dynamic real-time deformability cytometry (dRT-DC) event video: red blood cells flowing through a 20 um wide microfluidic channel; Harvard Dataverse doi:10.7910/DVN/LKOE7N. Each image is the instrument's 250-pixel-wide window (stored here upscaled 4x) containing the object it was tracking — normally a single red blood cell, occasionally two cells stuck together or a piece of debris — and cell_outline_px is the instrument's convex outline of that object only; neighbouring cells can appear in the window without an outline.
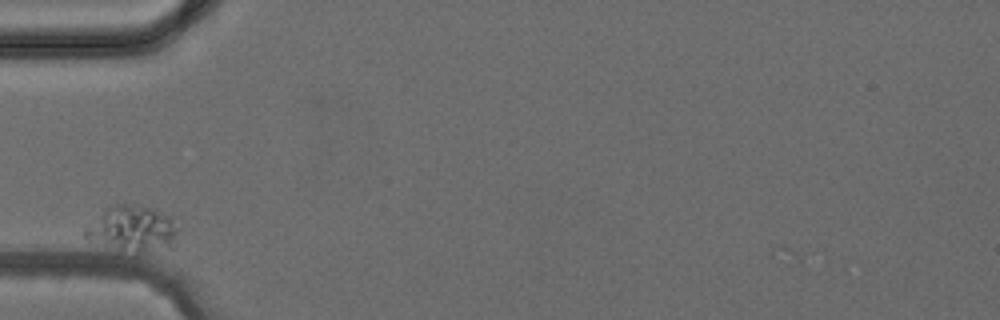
{"species": "common noctule bat (a hibernating species)", "species_latin": "Nyctalus noctula", "temperature_condition": "cold", "stored_images_in_passage": 3, "camera_frame_rate_fps": 3000, "um_per_image_px": 0.085, "animal": {"sex": "female", "body_mass_g": 24.6, "forearm_length_mm": 56.2}, "frame": {"image": 1, "passage_image": 1, "time_ms": 0.0, "image_size_px": [1000, 320], "cell_outline_px": [[176, 248], [136, 256], [88, 240], [84, 236], [84, 228], [108, 208], [116, 204], [140, 204], [152, 208], [168, 216], [172, 220], [176, 232]], "centroid_in_image_um": [11.29, 19.53], "position_along_channel_um": 73.7, "area_um2": 25.43}}
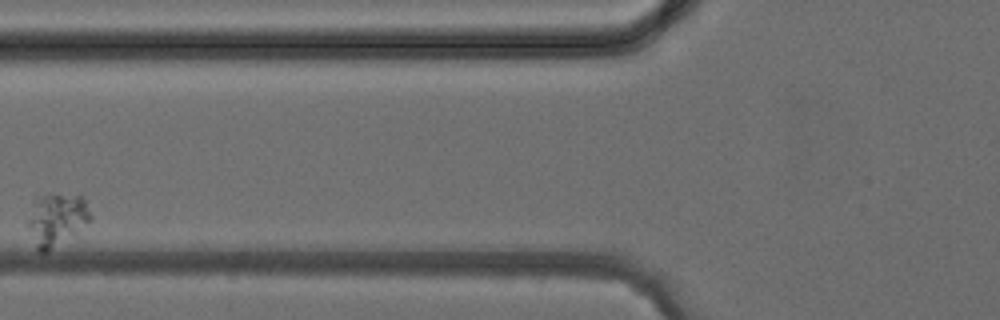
{"frame": {"image": 2, "passage_image": 2, "time_ms": 1.333, "image_size_px": [1000, 320], "cell_outline_px": [[92, 220], [44, 252], [40, 252], [36, 248], [28, 228], [28, 220], [32, 200], [36, 196], [80, 192], [92, 216]], "centroid_in_image_um": [4.8, 18.55], "position_along_channel_um": 121.0, "area_um2": 18.96}}
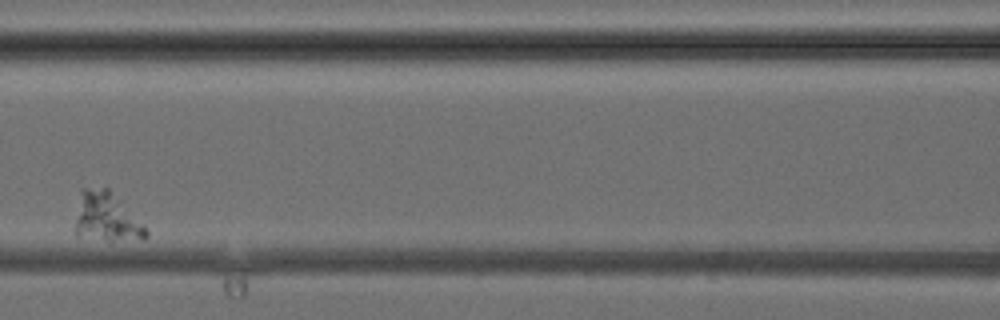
{"frame": {"image": 3, "passage_image": 3, "time_ms": 2.333, "image_size_px": [1000, 320], "cell_outline_px": [[148, 236], [144, 240], [108, 240], [76, 236], [76, 220], [80, 188], [108, 188], [148, 232]], "centroid_in_image_um": [9.01, 18.48], "position_along_channel_um": 157.6, "area_um2": 19.71}}